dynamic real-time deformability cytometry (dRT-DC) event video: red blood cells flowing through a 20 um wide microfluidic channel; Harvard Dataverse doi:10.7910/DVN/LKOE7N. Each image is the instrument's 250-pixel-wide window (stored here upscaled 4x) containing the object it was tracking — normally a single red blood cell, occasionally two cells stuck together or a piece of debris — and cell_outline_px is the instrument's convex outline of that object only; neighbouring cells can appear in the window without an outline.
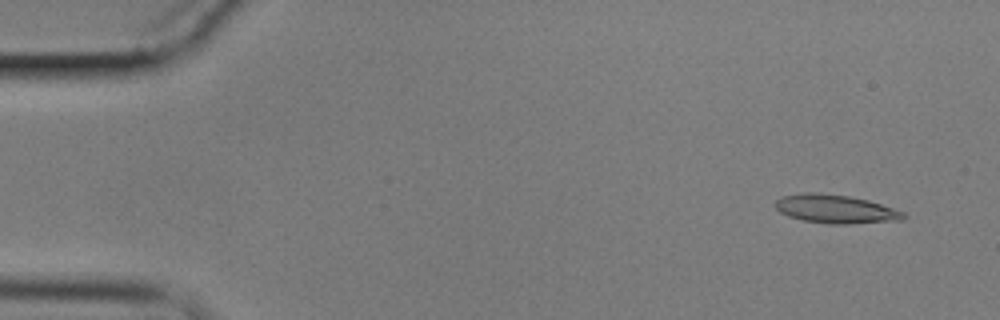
{"species": "common noctule bat (a hibernating species)", "species_latin": "Nyctalus noctula", "temperature_condition": "cold", "stored_images_in_passage": 60, "camera_frame_rate_fps": 3000, "um_per_image_px": 0.085, "animal": {"sex": "male", "body_mass_g": 17.9}, "frame": {"image": 1, "passage_image": 4, "time_ms": 1.0, "image_size_px": [1000, 320], "cell_outline_px": [[908, 216], [900, 220], [848, 224], [828, 224], [804, 220], [788, 216], [780, 212], [776, 208], [776, 200], [780, 196], [804, 192], [816, 192], [848, 196], [868, 200], [904, 212]], "centroid_in_image_um": [71.0, 17.76], "position_along_channel_um": 14.0, "area_um2": 21.27}}
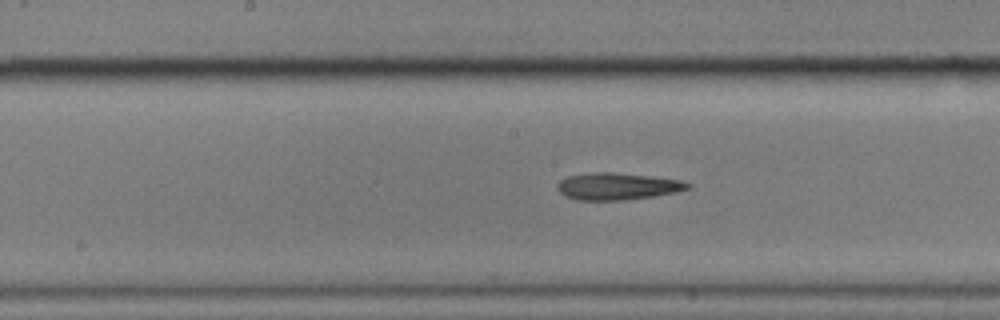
{"frame": {"image": 2, "passage_image": 31, "time_ms": 10.0, "image_size_px": [1000, 320], "cell_outline_px": [[692, 184], [688, 188], [676, 192], [652, 196], [624, 200], [576, 200], [564, 196], [556, 188], [556, 184], [560, 180], [568, 176], [596, 172], [612, 172], [652, 176], [680, 180]], "centroid_in_image_um": [52.44, 15.84], "position_along_channel_um": 195.8, "area_um2": 20.46}}
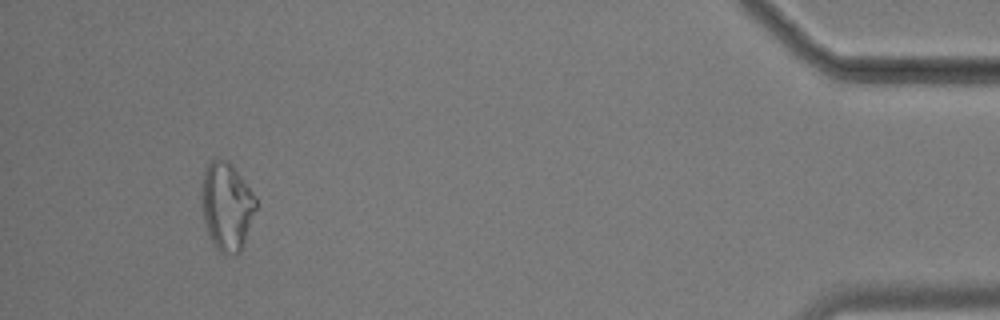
{"frame": {"image": 3, "passage_image": 56, "time_ms": 18.333, "image_size_px": [1000, 320], "cell_outline_px": [[256, 208], [244, 244], [240, 252], [228, 256], [224, 256], [212, 244], [208, 236], [200, 204], [200, 200], [204, 168], [216, 156], [228, 160], [232, 164], [256, 196]], "centroid_in_image_um": [19.25, 17.53], "position_along_channel_um": 416.0, "area_um2": 28.55}}